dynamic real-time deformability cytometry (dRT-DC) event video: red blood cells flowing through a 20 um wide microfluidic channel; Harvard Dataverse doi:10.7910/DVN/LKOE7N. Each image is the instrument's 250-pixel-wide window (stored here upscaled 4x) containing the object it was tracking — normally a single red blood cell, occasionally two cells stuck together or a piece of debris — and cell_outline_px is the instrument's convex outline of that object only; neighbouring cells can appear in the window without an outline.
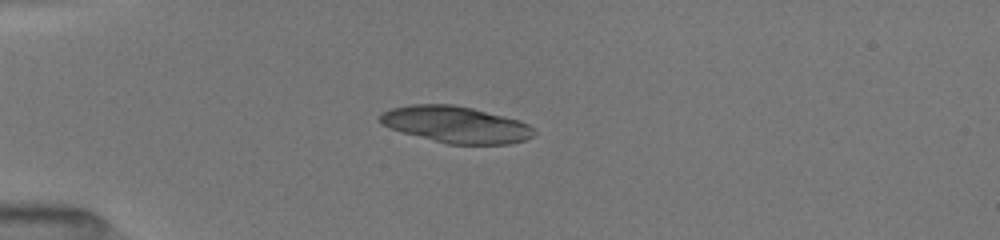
{"species": "common noctule bat (a hibernating species)", "species_latin": "Nyctalus noctula", "temperature_condition": "room temperature", "stored_images_in_passage": 37, "camera_frame_rate_fps": 3000, "um_per_image_px": 0.085, "animal": {"sex": "female", "body_mass_g": 19.5, "forearm_length_mm": 54.1}, "frame": {"image": 1, "passage_image": 5, "time_ms": 1.333, "image_size_px": [1000, 240], "cell_outline_px": [[536, 132], [532, 136], [524, 140], [508, 144], [448, 144], [404, 132], [380, 124], [376, 120], [380, 112], [392, 108], [412, 104], [452, 104], [472, 108], [520, 120], [528, 124]], "centroid_in_image_um": [38.72, 10.57], "position_along_channel_um": 46.3, "area_um2": 32.71}}